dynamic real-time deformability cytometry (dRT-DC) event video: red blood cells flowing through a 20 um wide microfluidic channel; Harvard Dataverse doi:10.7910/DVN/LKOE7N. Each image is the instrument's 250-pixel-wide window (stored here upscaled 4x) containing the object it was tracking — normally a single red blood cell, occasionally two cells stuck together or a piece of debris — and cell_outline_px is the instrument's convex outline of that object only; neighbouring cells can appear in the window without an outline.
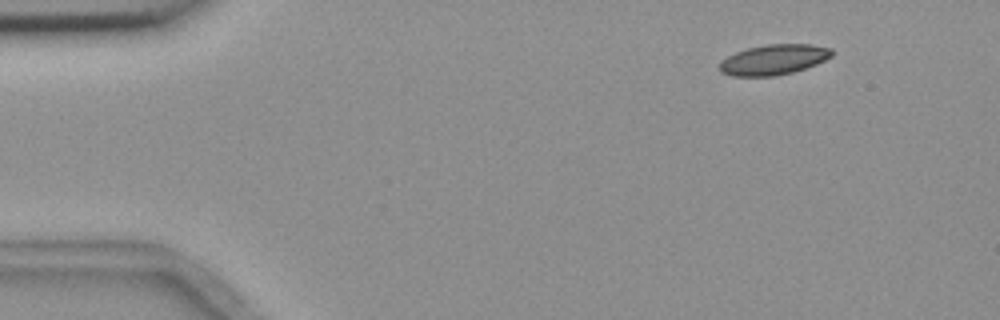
{"species": "common noctule bat (a hibernating species)", "species_latin": "Nyctalus noctula", "temperature_condition": "room temperature", "stored_images_in_passage": 4, "camera_frame_rate_fps": 3000, "um_per_image_px": 0.085, "animal": {"sex": "female", "body_mass_g": 18.4}, "frame": {"image": 1, "passage_image": 1, "time_ms": 0.0, "image_size_px": [1000, 320], "cell_outline_px": [[832, 56], [816, 64], [792, 72], [776, 76], [732, 76], [720, 72], [720, 60], [736, 52], [748, 48], [764, 44], [812, 44], [832, 48]], "centroid_in_image_um": [65.75, 5.06], "position_along_channel_um": 19.2, "area_um2": 19.83}}
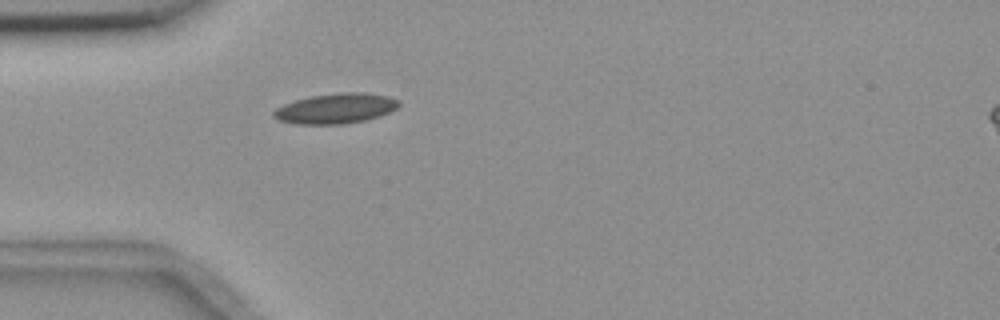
{"frame": {"image": 2, "passage_image": 4, "time_ms": 3.333, "image_size_px": [1000, 320], "cell_outline_px": [[400, 104], [396, 108], [380, 116], [364, 120], [344, 124], [296, 124], [280, 120], [272, 116], [272, 112], [276, 108], [284, 104], [296, 100], [312, 96], [340, 92], [364, 92], [388, 96], [400, 100]], "centroid_in_image_um": [28.55, 9.21], "position_along_channel_um": 56.5, "area_um2": 21.96}}